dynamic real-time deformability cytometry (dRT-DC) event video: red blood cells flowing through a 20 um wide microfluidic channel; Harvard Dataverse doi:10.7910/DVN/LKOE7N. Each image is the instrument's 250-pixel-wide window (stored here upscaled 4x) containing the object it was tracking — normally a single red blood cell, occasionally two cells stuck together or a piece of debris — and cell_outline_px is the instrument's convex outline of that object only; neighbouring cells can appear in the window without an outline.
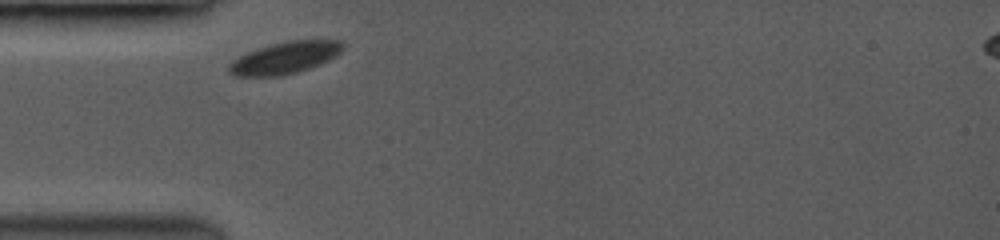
{"species": "common noctule bat (a hibernating species)", "species_latin": "Nyctalus noctula", "temperature_condition": "room temperature", "stored_images_in_passage": 2, "camera_frame_rate_fps": 3500, "um_per_image_px": 0.085, "animal": {"sex": "female", "body_mass_g": 19.0, "forearm_length_mm": 53.3}, "frame": {"image": 1, "passage_image": 1, "time_ms": 0.0, "image_size_px": [1000, 240], "cell_outline_px": [[344, 48], [336, 56], [328, 60], [308, 68], [296, 72], [276, 76], [236, 76], [228, 72], [228, 64], [232, 60], [256, 48], [288, 40], [344, 40]], "centroid_in_image_um": [24.21, 4.9], "position_along_channel_um": 60.8, "area_um2": 21.1}}